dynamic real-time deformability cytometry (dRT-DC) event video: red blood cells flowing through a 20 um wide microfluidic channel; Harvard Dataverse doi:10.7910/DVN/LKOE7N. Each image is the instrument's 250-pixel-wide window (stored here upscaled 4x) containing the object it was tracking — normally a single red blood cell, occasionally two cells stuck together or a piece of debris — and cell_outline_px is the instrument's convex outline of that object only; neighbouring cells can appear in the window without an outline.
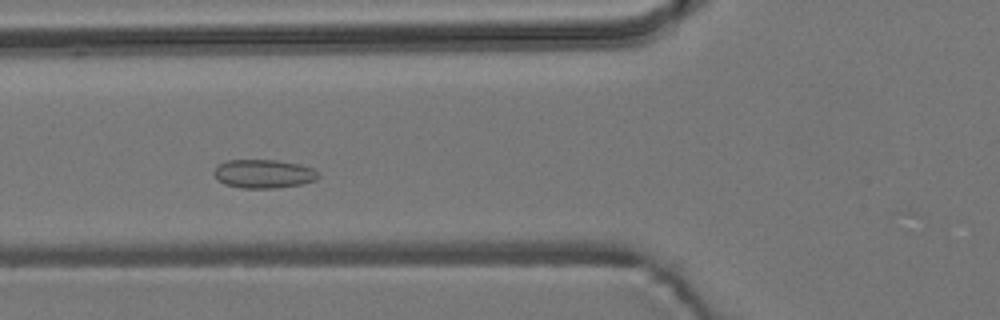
{"species": "common noctule bat (a hibernating species)", "species_latin": "Nyctalus noctula", "temperature_condition": "room temperature", "stored_images_in_passage": 52, "camera_frame_rate_fps": 3000, "um_per_image_px": 0.085, "animal": {"sex": "male", "body_mass_g": 19.2, "forearm_length_mm": 51.8}, "frame": {"image": 1, "passage_image": 15, "time_ms": 4.667, "image_size_px": [1000, 320], "cell_outline_px": [[320, 176], [316, 180], [300, 184], [276, 188], [240, 188], [224, 184], [212, 172], [220, 164], [228, 160], [276, 160], [300, 164], [312, 168], [320, 172]], "centroid_in_image_um": [22.45, 14.77], "position_along_channel_um": 103.4, "area_um2": 17.4}}
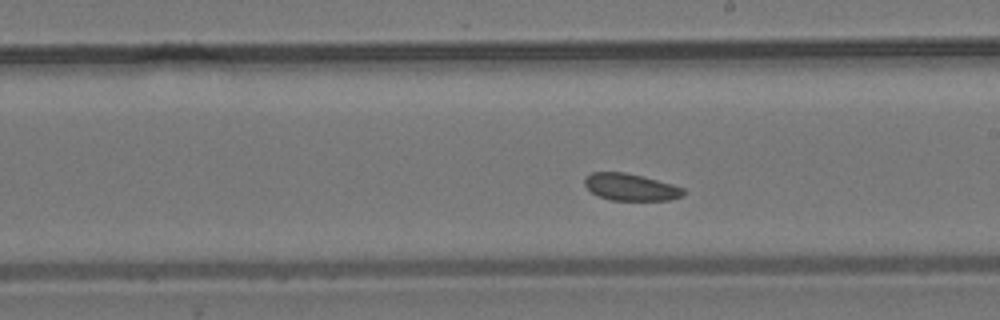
{"frame": {"image": 2, "passage_image": 26, "time_ms": 8.333, "image_size_px": [1000, 320], "cell_outline_px": [[684, 192], [680, 196], [668, 200], [612, 200], [596, 196], [584, 184], [584, 180], [592, 172], [624, 172], [644, 176], [672, 184], [684, 188]], "centroid_in_image_um": [53.59, 15.9], "position_along_channel_um": 235.4, "area_um2": 15.43}}
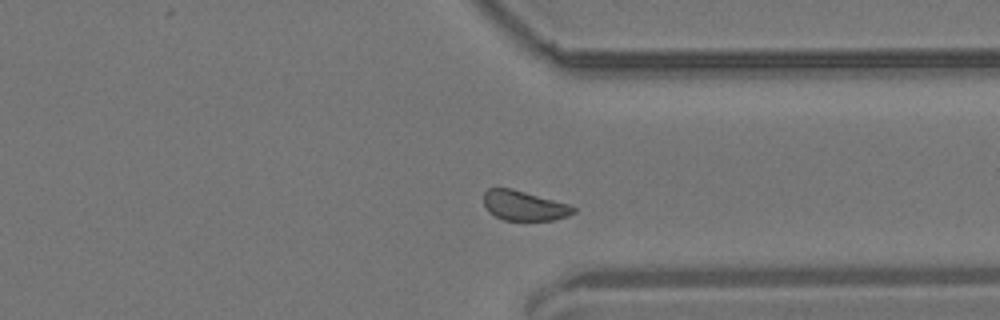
{"frame": {"image": 3, "passage_image": 37, "time_ms": 12.0, "image_size_px": [1000, 320], "cell_outline_px": [[576, 212], [568, 216], [552, 220], [504, 220], [488, 212], [484, 204], [484, 192], [488, 188], [512, 188], [572, 204], [576, 208]], "centroid_in_image_um": [44.59, 17.47], "position_along_channel_um": 366.8, "area_um2": 15.84}, "authors_computed_cell_mechanics": {"area_um2": 16.5886, "velocity_mm_per_s": 3.5962, "shape_relaxation_time_tau1_ms": null, "shape_relaxation_time_tau2_ms": 3.7274, "deformation_change_tau1": null, "deformation_change_tau2": 0.0645}}